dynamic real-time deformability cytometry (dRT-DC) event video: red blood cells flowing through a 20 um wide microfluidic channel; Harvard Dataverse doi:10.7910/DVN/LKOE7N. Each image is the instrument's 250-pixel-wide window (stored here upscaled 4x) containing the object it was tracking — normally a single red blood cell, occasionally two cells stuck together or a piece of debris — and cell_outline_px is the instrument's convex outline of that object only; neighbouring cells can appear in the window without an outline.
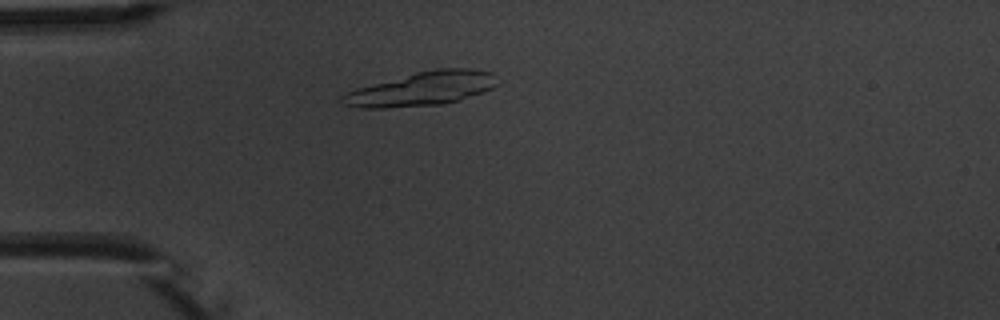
{"species": "common noctule bat (a hibernating species)", "species_latin": "Nyctalus noctula", "temperature_condition": "warm", "stored_images_in_passage": 4, "camera_frame_rate_fps": 3000, "um_per_image_px": 0.085, "animal": {"sex": "male", "body_mass_g": 20.1, "forearm_length_mm": 53.5}, "frame": {"image": 1, "passage_image": 3, "time_ms": 2.333, "image_size_px": [1000, 320], "cell_outline_px": [[500, 84], [484, 92], [460, 100], [444, 104], [384, 108], [364, 108], [344, 104], [340, 100], [340, 96], [356, 88], [416, 72], [440, 68], [472, 68], [492, 72], [500, 80]], "centroid_in_image_um": [35.94, 7.54], "position_along_channel_um": 49.1, "area_um2": 30.75}}